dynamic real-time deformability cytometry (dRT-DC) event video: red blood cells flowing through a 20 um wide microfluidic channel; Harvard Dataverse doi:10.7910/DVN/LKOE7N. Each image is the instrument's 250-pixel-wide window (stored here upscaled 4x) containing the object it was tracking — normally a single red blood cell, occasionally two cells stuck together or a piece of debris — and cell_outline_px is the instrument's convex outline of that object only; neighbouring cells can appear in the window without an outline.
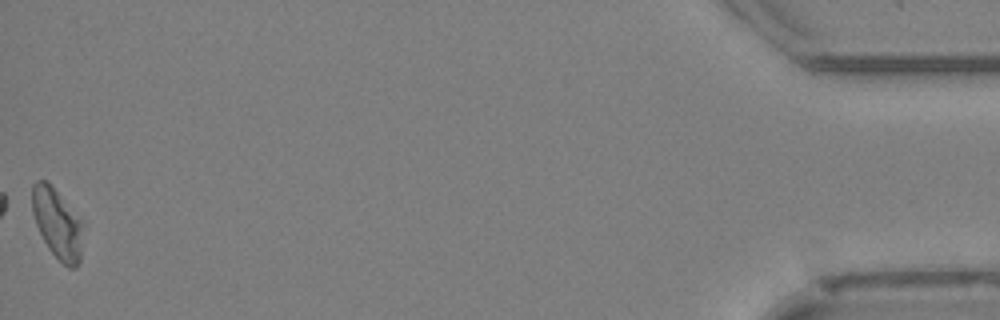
{"species": "Egyptian fruit bat (a non-hibernating species)", "species_latin": "Rousettus aegyptiacus", "temperature_condition": "cold", "stored_images_in_passage": 42, "camera_frame_rate_fps": 3000, "um_per_image_px": 0.085, "animal": {"sex": "female"}, "frame": {"image": 1, "passage_image": 42, "time_ms": 13.667, "image_size_px": [1000, 320], "cell_outline_px": [[84, 220], [80, 260], [76, 268], [68, 268], [48, 248], [36, 224], [32, 212], [32, 184], [36, 180], [44, 180], [52, 184]], "centroid_in_image_um": [4.9, 18.96], "position_along_channel_um": 430.3, "area_um2": 21.21}, "authors_computed_cell_mechanics": {"area_um2": 21.2126, "velocity_mm_per_s": 4.0352, "shape_relaxation_time_tau1_ms": null, "shape_relaxation_time_tau2_ms": 5.4524, "deformation_change_tau1": null, "deformation_change_tau2": 0.1352}}